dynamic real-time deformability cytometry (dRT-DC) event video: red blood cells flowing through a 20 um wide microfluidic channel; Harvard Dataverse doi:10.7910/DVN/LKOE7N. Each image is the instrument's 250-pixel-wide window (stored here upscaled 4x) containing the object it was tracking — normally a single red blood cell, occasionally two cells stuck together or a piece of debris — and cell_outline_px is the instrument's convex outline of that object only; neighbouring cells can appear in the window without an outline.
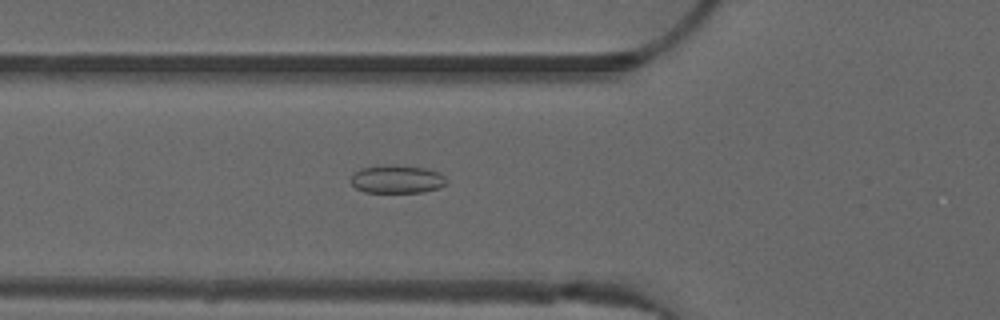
{"species": "common noctule bat (a hibernating species)", "species_latin": "Nyctalus noctula", "temperature_condition": "warm", "stored_images_in_passage": 46, "camera_frame_rate_fps": 3000, "um_per_image_px": 0.085, "animal": {"sex": "male", "forearm_length_mm": 52.5}, "frame": {"image": 1, "passage_image": 14, "time_ms": 4.333, "image_size_px": [1000, 320], "cell_outline_px": [[448, 184], [440, 188], [424, 192], [364, 192], [356, 188], [348, 180], [360, 168], [388, 164], [396, 164], [428, 168], [440, 172], [448, 180]], "centroid_in_image_um": [33.79, 15.22], "position_along_channel_um": 92.0, "area_um2": 16.13}}
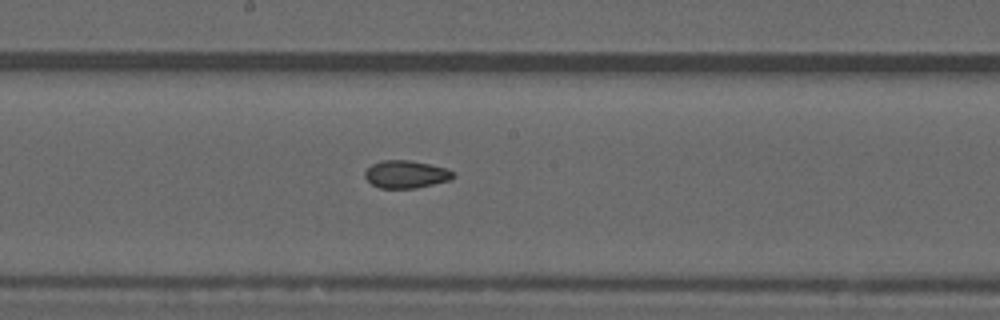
{"frame": {"image": 2, "passage_image": 23, "time_ms": 7.333, "image_size_px": [1000, 320], "cell_outline_px": [[456, 176], [452, 180], [416, 188], [380, 188], [372, 184], [364, 176], [364, 172], [372, 164], [384, 160], [408, 160], [448, 168]], "centroid_in_image_um": [34.54, 14.82], "position_along_channel_um": 213.7, "area_um2": 14.22}}
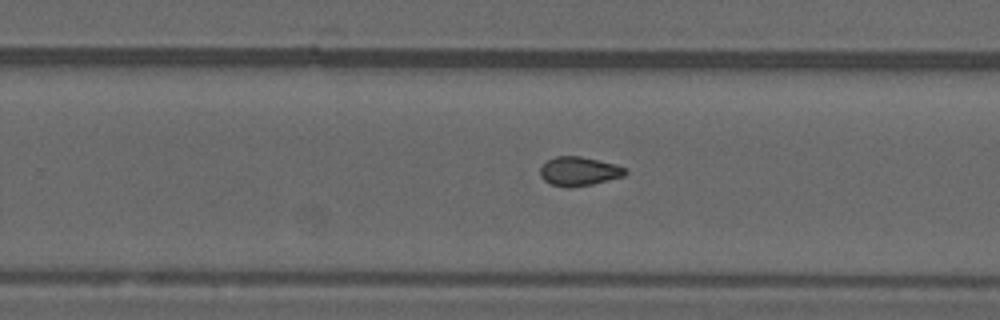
{"frame": {"image": 3, "passage_image": 28, "time_ms": 9.0, "image_size_px": [1000, 320], "cell_outline_px": [[628, 172], [624, 176], [592, 184], [572, 188], [564, 188], [552, 184], [544, 180], [540, 176], [540, 168], [548, 160], [556, 156], [580, 156], [616, 164], [624, 168]], "centroid_in_image_um": [49.21, 14.57], "position_along_channel_um": 280.6, "area_um2": 14.39}, "authors_computed_cell_mechanics": {"area_um2": 14.3633, "velocity_mm_per_s": 4.0388, "shape_relaxation_time_tau1_ms": null, "shape_relaxation_time_tau2_ms": 2.9405, "deformation_change_tau1": null, "deformation_change_tau2": 0.0771}}